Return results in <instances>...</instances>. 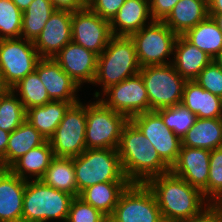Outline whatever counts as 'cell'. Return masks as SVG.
<instances>
[{"label": "cell", "instance_id": "32", "mask_svg": "<svg viewBox=\"0 0 222 222\" xmlns=\"http://www.w3.org/2000/svg\"><path fill=\"white\" fill-rule=\"evenodd\" d=\"M26 120V109L18 93L4 89L0 93V129L11 133Z\"/></svg>", "mask_w": 222, "mask_h": 222}, {"label": "cell", "instance_id": "36", "mask_svg": "<svg viewBox=\"0 0 222 222\" xmlns=\"http://www.w3.org/2000/svg\"><path fill=\"white\" fill-rule=\"evenodd\" d=\"M207 200L212 205L222 203V147L215 148L210 153Z\"/></svg>", "mask_w": 222, "mask_h": 222}, {"label": "cell", "instance_id": "2", "mask_svg": "<svg viewBox=\"0 0 222 222\" xmlns=\"http://www.w3.org/2000/svg\"><path fill=\"white\" fill-rule=\"evenodd\" d=\"M117 150L123 173L130 183L145 184L153 177L170 172L150 140L131 120L123 127Z\"/></svg>", "mask_w": 222, "mask_h": 222}, {"label": "cell", "instance_id": "24", "mask_svg": "<svg viewBox=\"0 0 222 222\" xmlns=\"http://www.w3.org/2000/svg\"><path fill=\"white\" fill-rule=\"evenodd\" d=\"M54 157V151L51 148L50 142L46 140L42 145L30 149L8 169L26 181L33 177V180H40ZM27 174L29 175L27 176Z\"/></svg>", "mask_w": 222, "mask_h": 222}, {"label": "cell", "instance_id": "11", "mask_svg": "<svg viewBox=\"0 0 222 222\" xmlns=\"http://www.w3.org/2000/svg\"><path fill=\"white\" fill-rule=\"evenodd\" d=\"M105 96L108 98H104ZM94 97L129 120L135 115L150 111L149 98L140 73L126 78L102 93L96 91Z\"/></svg>", "mask_w": 222, "mask_h": 222}, {"label": "cell", "instance_id": "49", "mask_svg": "<svg viewBox=\"0 0 222 222\" xmlns=\"http://www.w3.org/2000/svg\"><path fill=\"white\" fill-rule=\"evenodd\" d=\"M5 88L3 87L2 83H1V79H0V93L4 90Z\"/></svg>", "mask_w": 222, "mask_h": 222}, {"label": "cell", "instance_id": "23", "mask_svg": "<svg viewBox=\"0 0 222 222\" xmlns=\"http://www.w3.org/2000/svg\"><path fill=\"white\" fill-rule=\"evenodd\" d=\"M207 16L206 0H179L163 22L177 35H183Z\"/></svg>", "mask_w": 222, "mask_h": 222}, {"label": "cell", "instance_id": "34", "mask_svg": "<svg viewBox=\"0 0 222 222\" xmlns=\"http://www.w3.org/2000/svg\"><path fill=\"white\" fill-rule=\"evenodd\" d=\"M164 124L182 138L194 125L197 117L182 104L156 110Z\"/></svg>", "mask_w": 222, "mask_h": 222}, {"label": "cell", "instance_id": "12", "mask_svg": "<svg viewBox=\"0 0 222 222\" xmlns=\"http://www.w3.org/2000/svg\"><path fill=\"white\" fill-rule=\"evenodd\" d=\"M111 216L119 222H164L152 191L142 183L127 186Z\"/></svg>", "mask_w": 222, "mask_h": 222}, {"label": "cell", "instance_id": "16", "mask_svg": "<svg viewBox=\"0 0 222 222\" xmlns=\"http://www.w3.org/2000/svg\"><path fill=\"white\" fill-rule=\"evenodd\" d=\"M210 153L208 149L181 146L177 161L170 168L174 175L202 191L206 199Z\"/></svg>", "mask_w": 222, "mask_h": 222}, {"label": "cell", "instance_id": "33", "mask_svg": "<svg viewBox=\"0 0 222 222\" xmlns=\"http://www.w3.org/2000/svg\"><path fill=\"white\" fill-rule=\"evenodd\" d=\"M11 90L14 93H19L20 96L18 98L26 110L36 106H43L52 101L35 71L19 81Z\"/></svg>", "mask_w": 222, "mask_h": 222}, {"label": "cell", "instance_id": "28", "mask_svg": "<svg viewBox=\"0 0 222 222\" xmlns=\"http://www.w3.org/2000/svg\"><path fill=\"white\" fill-rule=\"evenodd\" d=\"M40 180L47 186L78 197L74 157L55 156Z\"/></svg>", "mask_w": 222, "mask_h": 222}, {"label": "cell", "instance_id": "44", "mask_svg": "<svg viewBox=\"0 0 222 222\" xmlns=\"http://www.w3.org/2000/svg\"><path fill=\"white\" fill-rule=\"evenodd\" d=\"M208 14H222V0H209Z\"/></svg>", "mask_w": 222, "mask_h": 222}, {"label": "cell", "instance_id": "27", "mask_svg": "<svg viewBox=\"0 0 222 222\" xmlns=\"http://www.w3.org/2000/svg\"><path fill=\"white\" fill-rule=\"evenodd\" d=\"M129 184L130 182L97 183L82 190L78 197L105 216H111L120 195Z\"/></svg>", "mask_w": 222, "mask_h": 222}, {"label": "cell", "instance_id": "21", "mask_svg": "<svg viewBox=\"0 0 222 222\" xmlns=\"http://www.w3.org/2000/svg\"><path fill=\"white\" fill-rule=\"evenodd\" d=\"M181 104L197 118H222V98L204 90L194 80H187Z\"/></svg>", "mask_w": 222, "mask_h": 222}, {"label": "cell", "instance_id": "41", "mask_svg": "<svg viewBox=\"0 0 222 222\" xmlns=\"http://www.w3.org/2000/svg\"><path fill=\"white\" fill-rule=\"evenodd\" d=\"M182 222H222V207L211 205L199 216Z\"/></svg>", "mask_w": 222, "mask_h": 222}, {"label": "cell", "instance_id": "30", "mask_svg": "<svg viewBox=\"0 0 222 222\" xmlns=\"http://www.w3.org/2000/svg\"><path fill=\"white\" fill-rule=\"evenodd\" d=\"M45 141L40 132L25 120L10 133L6 149V169L30 149L42 145Z\"/></svg>", "mask_w": 222, "mask_h": 222}, {"label": "cell", "instance_id": "39", "mask_svg": "<svg viewBox=\"0 0 222 222\" xmlns=\"http://www.w3.org/2000/svg\"><path fill=\"white\" fill-rule=\"evenodd\" d=\"M126 0H92L87 6L101 18L111 20Z\"/></svg>", "mask_w": 222, "mask_h": 222}, {"label": "cell", "instance_id": "8", "mask_svg": "<svg viewBox=\"0 0 222 222\" xmlns=\"http://www.w3.org/2000/svg\"><path fill=\"white\" fill-rule=\"evenodd\" d=\"M177 37L163 21L153 20L133 33L130 38L134 41L140 67L172 64L168 59L174 53Z\"/></svg>", "mask_w": 222, "mask_h": 222}, {"label": "cell", "instance_id": "20", "mask_svg": "<svg viewBox=\"0 0 222 222\" xmlns=\"http://www.w3.org/2000/svg\"><path fill=\"white\" fill-rule=\"evenodd\" d=\"M148 19L152 20L149 0H126L109 21L111 32L113 36L130 37L149 25Z\"/></svg>", "mask_w": 222, "mask_h": 222}, {"label": "cell", "instance_id": "9", "mask_svg": "<svg viewBox=\"0 0 222 222\" xmlns=\"http://www.w3.org/2000/svg\"><path fill=\"white\" fill-rule=\"evenodd\" d=\"M34 42L24 38L0 39V79L5 89H11L35 71L40 60Z\"/></svg>", "mask_w": 222, "mask_h": 222}, {"label": "cell", "instance_id": "15", "mask_svg": "<svg viewBox=\"0 0 222 222\" xmlns=\"http://www.w3.org/2000/svg\"><path fill=\"white\" fill-rule=\"evenodd\" d=\"M71 41L72 12L56 9L34 41V46L41 58H54Z\"/></svg>", "mask_w": 222, "mask_h": 222}, {"label": "cell", "instance_id": "25", "mask_svg": "<svg viewBox=\"0 0 222 222\" xmlns=\"http://www.w3.org/2000/svg\"><path fill=\"white\" fill-rule=\"evenodd\" d=\"M181 141L182 146L210 151L222 147V118H197Z\"/></svg>", "mask_w": 222, "mask_h": 222}, {"label": "cell", "instance_id": "29", "mask_svg": "<svg viewBox=\"0 0 222 222\" xmlns=\"http://www.w3.org/2000/svg\"><path fill=\"white\" fill-rule=\"evenodd\" d=\"M182 36L212 60L222 50V32L213 17L209 15Z\"/></svg>", "mask_w": 222, "mask_h": 222}, {"label": "cell", "instance_id": "37", "mask_svg": "<svg viewBox=\"0 0 222 222\" xmlns=\"http://www.w3.org/2000/svg\"><path fill=\"white\" fill-rule=\"evenodd\" d=\"M105 215L79 197L71 201L65 222H104Z\"/></svg>", "mask_w": 222, "mask_h": 222}, {"label": "cell", "instance_id": "40", "mask_svg": "<svg viewBox=\"0 0 222 222\" xmlns=\"http://www.w3.org/2000/svg\"><path fill=\"white\" fill-rule=\"evenodd\" d=\"M179 0H149L153 21H163Z\"/></svg>", "mask_w": 222, "mask_h": 222}, {"label": "cell", "instance_id": "43", "mask_svg": "<svg viewBox=\"0 0 222 222\" xmlns=\"http://www.w3.org/2000/svg\"><path fill=\"white\" fill-rule=\"evenodd\" d=\"M10 133L0 129V161L6 168V149Z\"/></svg>", "mask_w": 222, "mask_h": 222}, {"label": "cell", "instance_id": "18", "mask_svg": "<svg viewBox=\"0 0 222 222\" xmlns=\"http://www.w3.org/2000/svg\"><path fill=\"white\" fill-rule=\"evenodd\" d=\"M54 59L80 87L86 82L93 83L98 64L97 54L71 41Z\"/></svg>", "mask_w": 222, "mask_h": 222}, {"label": "cell", "instance_id": "38", "mask_svg": "<svg viewBox=\"0 0 222 222\" xmlns=\"http://www.w3.org/2000/svg\"><path fill=\"white\" fill-rule=\"evenodd\" d=\"M204 90L222 98V68L211 61L194 79Z\"/></svg>", "mask_w": 222, "mask_h": 222}, {"label": "cell", "instance_id": "42", "mask_svg": "<svg viewBox=\"0 0 222 222\" xmlns=\"http://www.w3.org/2000/svg\"><path fill=\"white\" fill-rule=\"evenodd\" d=\"M55 9L78 11L87 7L84 0H50Z\"/></svg>", "mask_w": 222, "mask_h": 222}, {"label": "cell", "instance_id": "7", "mask_svg": "<svg viewBox=\"0 0 222 222\" xmlns=\"http://www.w3.org/2000/svg\"><path fill=\"white\" fill-rule=\"evenodd\" d=\"M139 73L147 91L150 111L181 104L187 80L172 64L145 66Z\"/></svg>", "mask_w": 222, "mask_h": 222}, {"label": "cell", "instance_id": "13", "mask_svg": "<svg viewBox=\"0 0 222 222\" xmlns=\"http://www.w3.org/2000/svg\"><path fill=\"white\" fill-rule=\"evenodd\" d=\"M113 37L109 20L101 18L88 6L72 12V41L98 56Z\"/></svg>", "mask_w": 222, "mask_h": 222}, {"label": "cell", "instance_id": "1", "mask_svg": "<svg viewBox=\"0 0 222 222\" xmlns=\"http://www.w3.org/2000/svg\"><path fill=\"white\" fill-rule=\"evenodd\" d=\"M152 191L164 222H182L202 214L212 204L203 192L171 171L145 183Z\"/></svg>", "mask_w": 222, "mask_h": 222}, {"label": "cell", "instance_id": "31", "mask_svg": "<svg viewBox=\"0 0 222 222\" xmlns=\"http://www.w3.org/2000/svg\"><path fill=\"white\" fill-rule=\"evenodd\" d=\"M55 10L50 0H33L22 13L21 38L34 42Z\"/></svg>", "mask_w": 222, "mask_h": 222}, {"label": "cell", "instance_id": "6", "mask_svg": "<svg viewBox=\"0 0 222 222\" xmlns=\"http://www.w3.org/2000/svg\"><path fill=\"white\" fill-rule=\"evenodd\" d=\"M129 119L106 107L99 99L86 105V149H118Z\"/></svg>", "mask_w": 222, "mask_h": 222}, {"label": "cell", "instance_id": "45", "mask_svg": "<svg viewBox=\"0 0 222 222\" xmlns=\"http://www.w3.org/2000/svg\"><path fill=\"white\" fill-rule=\"evenodd\" d=\"M13 3L22 11H26L33 0H12Z\"/></svg>", "mask_w": 222, "mask_h": 222}, {"label": "cell", "instance_id": "3", "mask_svg": "<svg viewBox=\"0 0 222 222\" xmlns=\"http://www.w3.org/2000/svg\"><path fill=\"white\" fill-rule=\"evenodd\" d=\"M134 41L126 36H113L98 56L96 75L92 84L109 87L140 72Z\"/></svg>", "mask_w": 222, "mask_h": 222}, {"label": "cell", "instance_id": "26", "mask_svg": "<svg viewBox=\"0 0 222 222\" xmlns=\"http://www.w3.org/2000/svg\"><path fill=\"white\" fill-rule=\"evenodd\" d=\"M72 104L75 103L51 101L43 106L32 107L26 110V120L35 127L46 140H49Z\"/></svg>", "mask_w": 222, "mask_h": 222}, {"label": "cell", "instance_id": "19", "mask_svg": "<svg viewBox=\"0 0 222 222\" xmlns=\"http://www.w3.org/2000/svg\"><path fill=\"white\" fill-rule=\"evenodd\" d=\"M25 186L9 169L0 174V222H22Z\"/></svg>", "mask_w": 222, "mask_h": 222}, {"label": "cell", "instance_id": "22", "mask_svg": "<svg viewBox=\"0 0 222 222\" xmlns=\"http://www.w3.org/2000/svg\"><path fill=\"white\" fill-rule=\"evenodd\" d=\"M172 65L186 80H194L213 61L205 52L178 35L174 45Z\"/></svg>", "mask_w": 222, "mask_h": 222}, {"label": "cell", "instance_id": "35", "mask_svg": "<svg viewBox=\"0 0 222 222\" xmlns=\"http://www.w3.org/2000/svg\"><path fill=\"white\" fill-rule=\"evenodd\" d=\"M22 13L12 0H0V39L21 38Z\"/></svg>", "mask_w": 222, "mask_h": 222}, {"label": "cell", "instance_id": "17", "mask_svg": "<svg viewBox=\"0 0 222 222\" xmlns=\"http://www.w3.org/2000/svg\"><path fill=\"white\" fill-rule=\"evenodd\" d=\"M35 72L45 86L52 101L77 103L76 97L81 88L63 69L54 58H40Z\"/></svg>", "mask_w": 222, "mask_h": 222}, {"label": "cell", "instance_id": "4", "mask_svg": "<svg viewBox=\"0 0 222 222\" xmlns=\"http://www.w3.org/2000/svg\"><path fill=\"white\" fill-rule=\"evenodd\" d=\"M73 196L47 186L41 180L26 181L22 222H65Z\"/></svg>", "mask_w": 222, "mask_h": 222}, {"label": "cell", "instance_id": "48", "mask_svg": "<svg viewBox=\"0 0 222 222\" xmlns=\"http://www.w3.org/2000/svg\"><path fill=\"white\" fill-rule=\"evenodd\" d=\"M104 222H119L115 220L112 216H106Z\"/></svg>", "mask_w": 222, "mask_h": 222}, {"label": "cell", "instance_id": "51", "mask_svg": "<svg viewBox=\"0 0 222 222\" xmlns=\"http://www.w3.org/2000/svg\"><path fill=\"white\" fill-rule=\"evenodd\" d=\"M92 0H84L85 4L88 5Z\"/></svg>", "mask_w": 222, "mask_h": 222}, {"label": "cell", "instance_id": "10", "mask_svg": "<svg viewBox=\"0 0 222 222\" xmlns=\"http://www.w3.org/2000/svg\"><path fill=\"white\" fill-rule=\"evenodd\" d=\"M86 104L77 102L66 111L64 118L49 139L56 157H76L86 150Z\"/></svg>", "mask_w": 222, "mask_h": 222}, {"label": "cell", "instance_id": "46", "mask_svg": "<svg viewBox=\"0 0 222 222\" xmlns=\"http://www.w3.org/2000/svg\"><path fill=\"white\" fill-rule=\"evenodd\" d=\"M209 16L213 17V19L216 21L219 30L222 32V14H208Z\"/></svg>", "mask_w": 222, "mask_h": 222}, {"label": "cell", "instance_id": "47", "mask_svg": "<svg viewBox=\"0 0 222 222\" xmlns=\"http://www.w3.org/2000/svg\"><path fill=\"white\" fill-rule=\"evenodd\" d=\"M213 61L222 68V50L214 57Z\"/></svg>", "mask_w": 222, "mask_h": 222}, {"label": "cell", "instance_id": "5", "mask_svg": "<svg viewBox=\"0 0 222 222\" xmlns=\"http://www.w3.org/2000/svg\"><path fill=\"white\" fill-rule=\"evenodd\" d=\"M74 169L79 193L102 182H129L125 177L117 149H86L74 157Z\"/></svg>", "mask_w": 222, "mask_h": 222}, {"label": "cell", "instance_id": "50", "mask_svg": "<svg viewBox=\"0 0 222 222\" xmlns=\"http://www.w3.org/2000/svg\"><path fill=\"white\" fill-rule=\"evenodd\" d=\"M6 168L4 167V165L1 163L0 161V170H5Z\"/></svg>", "mask_w": 222, "mask_h": 222}, {"label": "cell", "instance_id": "14", "mask_svg": "<svg viewBox=\"0 0 222 222\" xmlns=\"http://www.w3.org/2000/svg\"><path fill=\"white\" fill-rule=\"evenodd\" d=\"M130 120L150 140L160 158L171 168L177 161L182 146L181 138L167 128L156 111L143 112Z\"/></svg>", "mask_w": 222, "mask_h": 222}]
</instances>
